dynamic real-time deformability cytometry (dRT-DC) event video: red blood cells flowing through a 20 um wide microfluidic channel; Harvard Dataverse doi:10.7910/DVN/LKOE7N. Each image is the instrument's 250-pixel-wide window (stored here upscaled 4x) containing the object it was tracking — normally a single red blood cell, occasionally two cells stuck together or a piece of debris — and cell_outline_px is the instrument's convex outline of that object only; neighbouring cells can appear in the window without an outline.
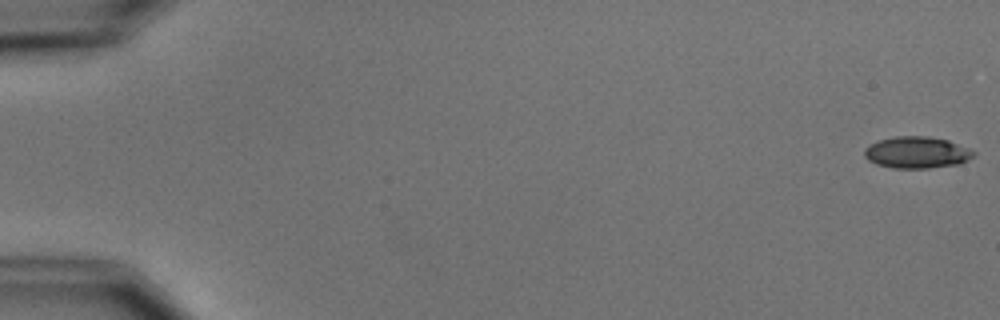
{"species": "common noctule bat (a hibernating species)", "species_latin": "Nyctalus noctula", "temperature_condition": "cold", "stored_images_in_passage": 5, "camera_frame_rate_fps": 3000, "um_per_image_px": 0.085, "animal": {"sex": "male", "body_mass_g": 15.6}, "frame": {"image": 1, "passage_image": 1, "time_ms": 0.0, "image_size_px": [1000, 320], "cell_outline_px": [[976, 156], [960, 164], [928, 168], [892, 168], [876, 164], [868, 160], [864, 156], [864, 148], [868, 144], [880, 140], [896, 136], [928, 136], [948, 140], [968, 148], [976, 152]], "centroid_in_image_um": [77.93, 12.96], "position_along_channel_um": 7.1, "area_um2": 20.35}}
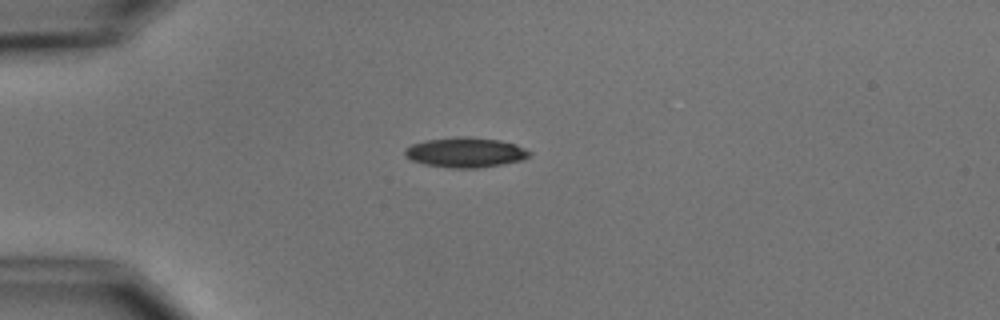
{"frame": {"image": 2, "passage_image": 5, "time_ms": 4.667, "image_size_px": [1000, 320], "cell_outline_px": [[532, 156], [524, 160], [476, 168], [452, 168], [424, 164], [412, 160], [404, 152], [404, 148], [412, 144], [424, 140], [460, 136], [464, 136], [500, 140], [516, 144], [532, 152]], "centroid_in_image_um": [39.59, 12.95], "position_along_channel_um": 45.4, "area_um2": 21.79}}